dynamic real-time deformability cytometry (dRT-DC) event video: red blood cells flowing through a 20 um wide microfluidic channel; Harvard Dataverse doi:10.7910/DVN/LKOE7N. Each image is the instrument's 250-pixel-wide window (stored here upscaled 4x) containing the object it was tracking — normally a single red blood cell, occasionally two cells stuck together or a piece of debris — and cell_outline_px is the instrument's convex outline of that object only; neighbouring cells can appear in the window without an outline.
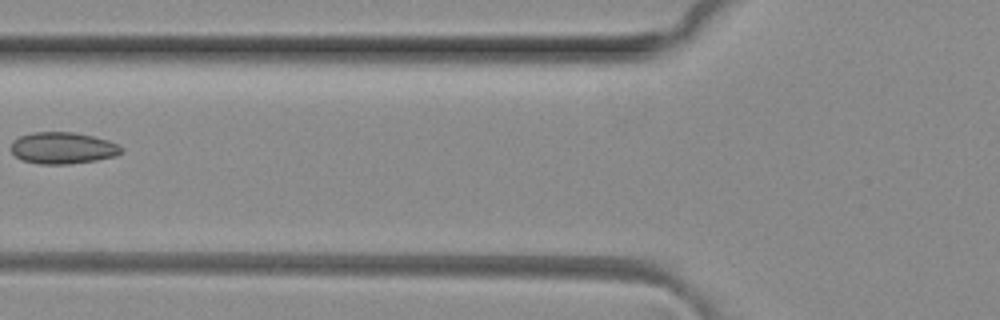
{"species": "common noctule bat (a hibernating species)", "species_latin": "Nyctalus noctula", "temperature_condition": "room temperature", "stored_images_in_passage": 2, "camera_frame_rate_fps": 3000, "um_per_image_px": 0.085, "animal": {"sex": "female", "body_mass_g": 29.2, "forearm_length_mm": 56.3}, "frame": {"image": 1, "passage_image": 2, "time_ms": 0.333, "image_size_px": [1000, 320], "cell_outline_px": [[124, 152], [116, 156], [96, 160], [68, 164], [40, 164], [20, 160], [12, 152], [12, 140], [20, 136], [32, 132], [72, 132], [92, 136], [108, 140], [120, 144], [124, 148]], "centroid_in_image_um": [5.37, 12.58], "position_along_channel_um": 120.4, "area_um2": 20.52}}